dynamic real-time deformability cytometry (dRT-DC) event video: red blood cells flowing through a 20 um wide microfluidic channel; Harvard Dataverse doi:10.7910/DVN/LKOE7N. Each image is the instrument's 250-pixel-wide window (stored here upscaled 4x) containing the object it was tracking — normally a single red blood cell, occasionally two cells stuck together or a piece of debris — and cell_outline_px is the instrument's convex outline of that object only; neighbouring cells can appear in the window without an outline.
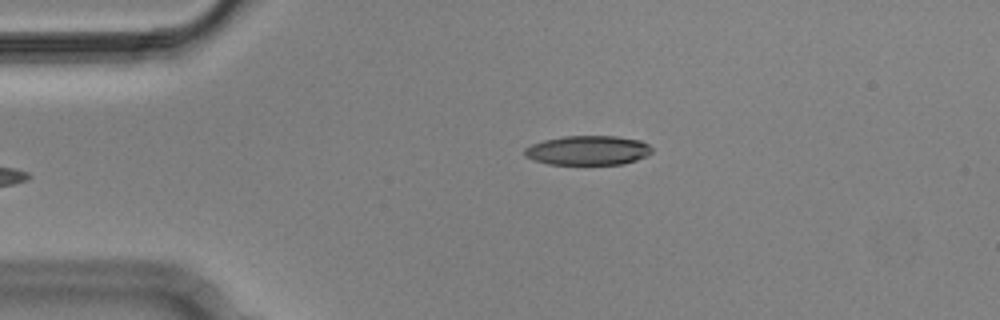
{"species": "Egyptian fruit bat (a non-hibernating species)", "species_latin": "Rousettus aegyptiacus", "temperature_condition": "cold", "stored_images_in_passage": 4, "camera_frame_rate_fps": 3000, "um_per_image_px": 0.085, "animal": {"sex": "male"}, "frame": {"image": 1, "passage_image": 4, "time_ms": 1.0, "image_size_px": [1000, 320], "cell_outline_px": [[652, 152], [648, 156], [624, 164], [548, 164], [532, 160], [524, 156], [524, 148], [532, 144], [544, 140], [564, 136], [616, 136], [640, 140], [648, 144], [652, 148]], "centroid_in_image_um": [49.97, 12.78], "position_along_channel_um": 35.0, "area_um2": 21.96}}